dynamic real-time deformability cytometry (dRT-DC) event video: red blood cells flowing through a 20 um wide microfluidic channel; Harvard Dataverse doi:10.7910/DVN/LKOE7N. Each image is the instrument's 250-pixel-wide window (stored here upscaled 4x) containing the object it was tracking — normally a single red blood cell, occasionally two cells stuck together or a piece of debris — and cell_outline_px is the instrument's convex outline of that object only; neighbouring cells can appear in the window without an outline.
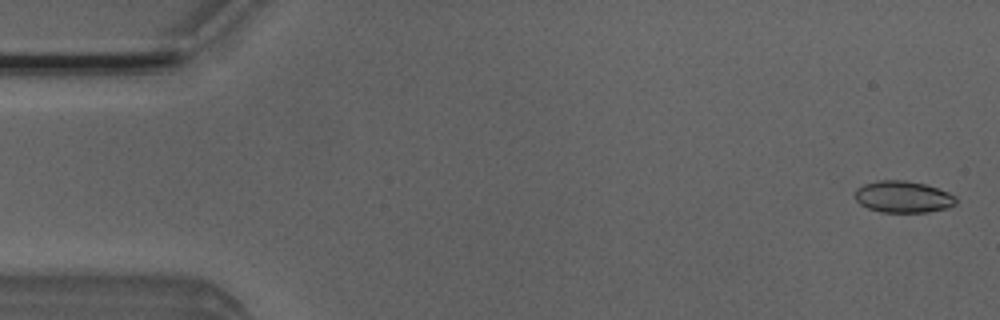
{"species": "Egyptian fruit bat (a non-hibernating species)", "species_latin": "Rousettus aegyptiacus", "temperature_condition": "room temperature", "stored_images_in_passage": 7, "camera_frame_rate_fps": 3000, "um_per_image_px": 0.085, "animal": {"sex": "male"}, "frame": {"image": 1, "passage_image": 2, "time_ms": 0.333, "image_size_px": [1000, 320], "cell_outline_px": [[956, 204], [948, 208], [928, 212], [880, 212], [868, 208], [860, 204], [852, 196], [852, 192], [856, 188], [864, 184], [876, 180], [904, 180], [924, 184], [948, 192], [956, 196]], "centroid_in_image_um": [76.71, 16.73], "position_along_channel_um": 8.3, "area_um2": 18.9}}